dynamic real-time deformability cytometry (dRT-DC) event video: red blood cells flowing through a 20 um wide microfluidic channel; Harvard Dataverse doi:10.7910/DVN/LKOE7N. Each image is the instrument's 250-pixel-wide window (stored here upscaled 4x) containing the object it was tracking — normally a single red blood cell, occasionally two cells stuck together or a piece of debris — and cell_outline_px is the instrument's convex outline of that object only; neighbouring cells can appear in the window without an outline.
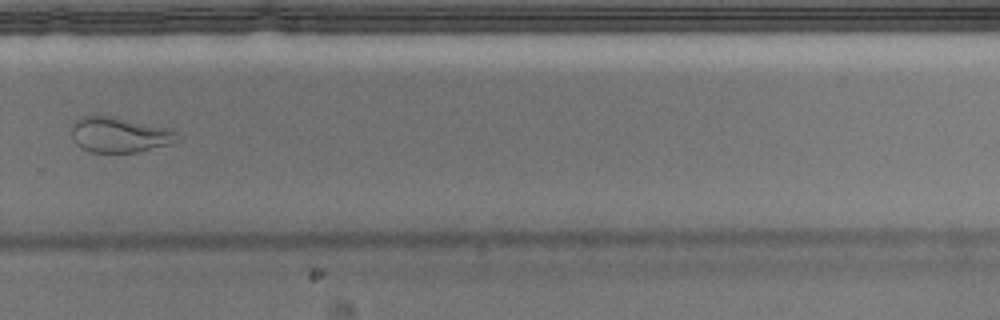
{"species": "Egyptian fruit bat (a non-hibernating species)", "species_latin": "Rousettus aegyptiacus", "temperature_condition": "warm", "stored_images_in_passage": 30, "camera_frame_rate_fps": 3000, "um_per_image_px": 0.085, "animal": {"sex": "male"}, "frame": {"image": 1, "passage_image": 22, "time_ms": 7.0, "image_size_px": [1000, 320], "cell_outline_px": [[180, 140], [168, 144], [136, 152], [88, 152], [80, 148], [76, 144], [72, 136], [72, 124], [80, 116], [112, 116], [172, 128], [180, 132]], "centroid_in_image_um": [10.19, 11.45], "position_along_channel_um": 319.6, "area_um2": 22.02}}